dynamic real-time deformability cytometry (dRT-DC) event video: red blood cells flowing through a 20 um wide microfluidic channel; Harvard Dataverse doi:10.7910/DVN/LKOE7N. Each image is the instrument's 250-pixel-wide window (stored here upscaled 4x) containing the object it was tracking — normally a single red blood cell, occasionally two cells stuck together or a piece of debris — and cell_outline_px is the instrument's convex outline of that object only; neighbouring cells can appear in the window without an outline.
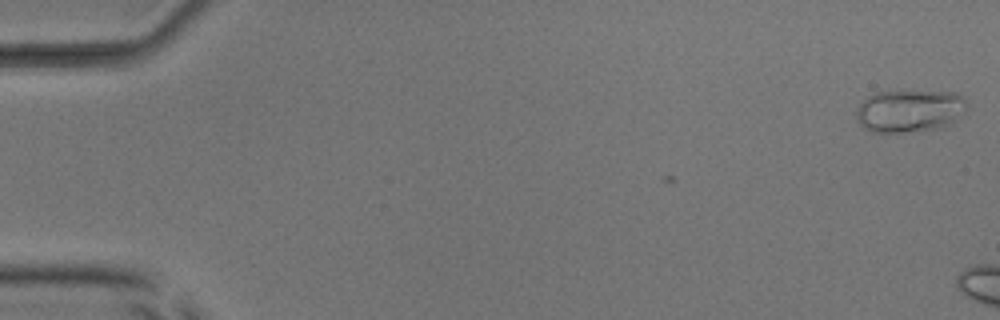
{"species": "common noctule bat (a hibernating species)", "species_latin": "Nyctalus noctula", "temperature_condition": "room temperature", "stored_images_in_passage": 4, "camera_frame_rate_fps": 3000, "um_per_image_px": 0.085, "animal": {"sex": "male", "body_mass_g": 17.9, "forearm_length_mm": 54.2}, "frame": {"image": 1, "passage_image": 4, "time_ms": 1.0, "image_size_px": [1000, 320], "cell_outline_px": [[968, 104], [964, 112], [948, 124], [940, 128], [900, 132], [872, 132], [860, 124], [856, 120], [856, 108], [868, 96], [876, 92], [900, 88], [904, 88], [956, 92], [964, 96]], "centroid_in_image_um": [77.32, 9.35], "position_along_channel_um": 7.7, "area_um2": 28.38}}